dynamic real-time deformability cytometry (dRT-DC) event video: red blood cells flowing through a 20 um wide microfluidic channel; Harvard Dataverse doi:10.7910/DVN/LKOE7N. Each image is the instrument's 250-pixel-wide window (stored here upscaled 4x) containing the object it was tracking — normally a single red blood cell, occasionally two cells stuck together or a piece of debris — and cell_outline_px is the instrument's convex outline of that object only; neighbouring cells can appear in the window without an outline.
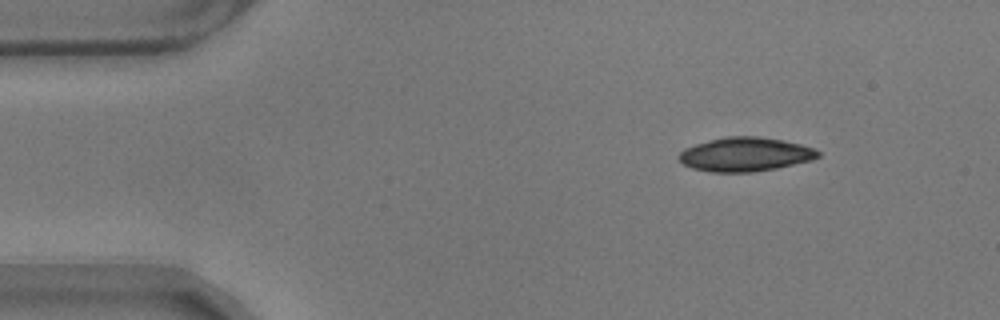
{"species": "common noctule bat (a hibernating species)", "species_latin": "Nyctalus noctula", "temperature_condition": "warm", "stored_images_in_passage": 50, "camera_frame_rate_fps": 3000, "um_per_image_px": 0.085, "animal": {"sex": "male", "body_mass_g": 17.9}, "frame": {"image": 1, "passage_image": 1, "time_ms": 0.0, "image_size_px": [1000, 320], "cell_outline_px": [[820, 156], [812, 160], [776, 168], [752, 172], [712, 172], [692, 168], [684, 164], [676, 156], [684, 148], [696, 144], [728, 136], [760, 136], [784, 140], [800, 144], [812, 148], [820, 152]], "centroid_in_image_um": [63.34, 13.12], "position_along_channel_um": 21.7, "area_um2": 27.46}}